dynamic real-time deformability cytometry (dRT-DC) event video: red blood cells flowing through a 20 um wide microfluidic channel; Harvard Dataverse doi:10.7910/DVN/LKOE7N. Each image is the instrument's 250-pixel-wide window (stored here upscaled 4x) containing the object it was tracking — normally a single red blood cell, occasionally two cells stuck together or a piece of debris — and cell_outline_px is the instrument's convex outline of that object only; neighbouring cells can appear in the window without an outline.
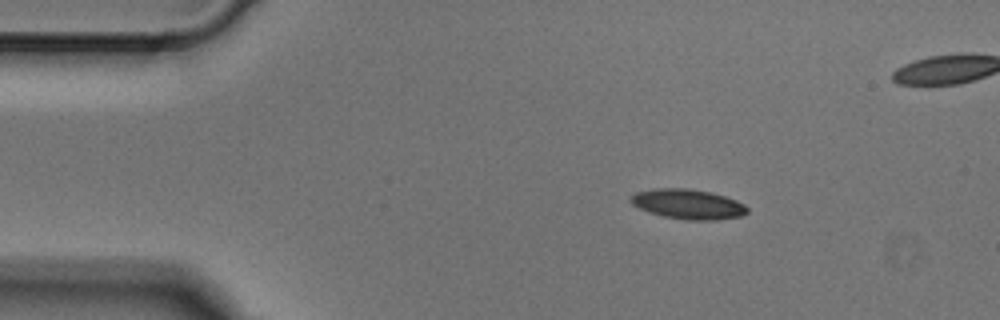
{"species": "Egyptian fruit bat (a non-hibernating species)", "species_latin": "Rousettus aegyptiacus", "temperature_condition": "cold", "stored_images_in_passage": 3, "camera_frame_rate_fps": 3000, "um_per_image_px": 0.085, "animal": {"sex": "male"}, "frame": {"image": 1, "passage_image": 1, "time_ms": 0.0, "image_size_px": [1000, 320], "cell_outline_px": [[748, 212], [740, 216], [716, 220], [688, 220], [664, 216], [648, 212], [632, 204], [628, 200], [636, 192], [652, 188], [688, 188], [708, 192], [724, 196], [736, 200], [744, 204], [748, 208]], "centroid_in_image_um": [58.46, 17.35], "position_along_channel_um": 26.5, "area_um2": 20.23}}